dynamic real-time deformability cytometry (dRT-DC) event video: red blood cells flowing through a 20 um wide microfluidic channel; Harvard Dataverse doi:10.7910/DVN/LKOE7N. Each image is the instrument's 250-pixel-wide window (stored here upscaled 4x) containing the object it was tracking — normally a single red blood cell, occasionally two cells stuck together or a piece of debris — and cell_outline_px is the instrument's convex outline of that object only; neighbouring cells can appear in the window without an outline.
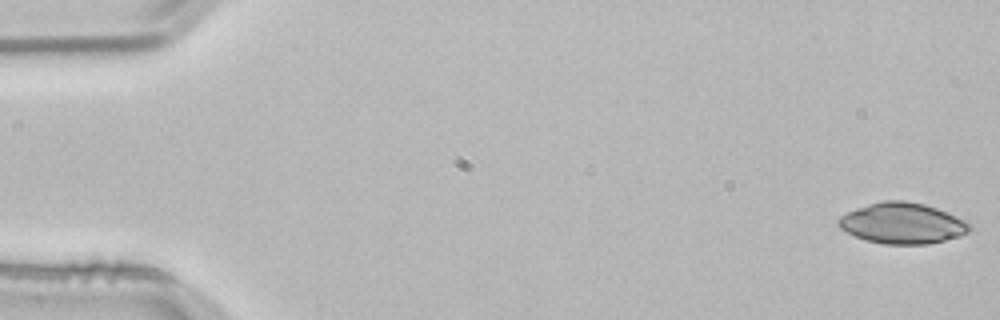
{"species": "common noctule bat (a hibernating species)", "species_latin": "Nyctalus noctula", "temperature_condition": "room temperature", "stored_images_in_passage": 12, "camera_frame_rate_fps": 3000, "um_per_image_px": 0.085, "animal": {"sex": "male", "body_mass_g": 21.5, "forearm_length_mm": 52.0}, "frame": {"image": 1, "passage_image": 1, "time_ms": 0.0, "image_size_px": [1000, 320], "cell_outline_px": [[972, 228], [968, 232], [960, 236], [928, 244], [884, 244], [864, 240], [840, 228], [836, 224], [836, 220], [840, 216], [856, 208], [884, 200], [904, 200], [924, 204], [936, 208], [964, 220], [972, 224]], "centroid_in_image_um": [76.69, 18.98], "position_along_channel_um": 8.3, "area_um2": 31.15}}